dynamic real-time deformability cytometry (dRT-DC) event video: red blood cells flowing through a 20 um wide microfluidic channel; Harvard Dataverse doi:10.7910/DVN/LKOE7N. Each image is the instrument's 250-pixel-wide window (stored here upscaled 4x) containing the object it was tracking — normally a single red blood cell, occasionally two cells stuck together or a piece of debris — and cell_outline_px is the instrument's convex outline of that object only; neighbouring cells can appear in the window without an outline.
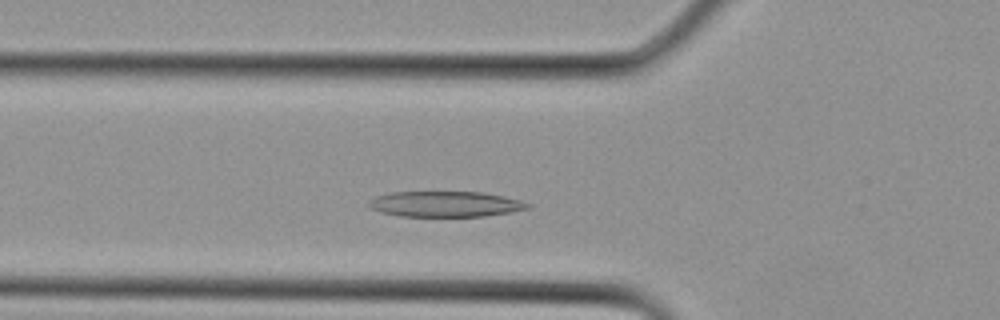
{"species": "Egyptian fruit bat (a non-hibernating species)", "species_latin": "Rousettus aegyptiacus", "temperature_condition": "cold", "stored_images_in_passage": 23, "camera_frame_rate_fps": 3000, "um_per_image_px": 0.085, "animal": {"sex": "female"}, "frame": {"image": 1, "passage_image": 5, "time_ms": 1.333, "image_size_px": [1000, 320], "cell_outline_px": [[532, 204], [528, 208], [512, 212], [484, 216], [400, 216], [380, 212], [372, 208], [368, 204], [368, 200], [376, 196], [392, 192], [484, 192], [504, 196], [520, 200]], "centroid_in_image_um": [37.87, 17.34], "position_along_channel_um": 87.9, "area_um2": 23.7}}
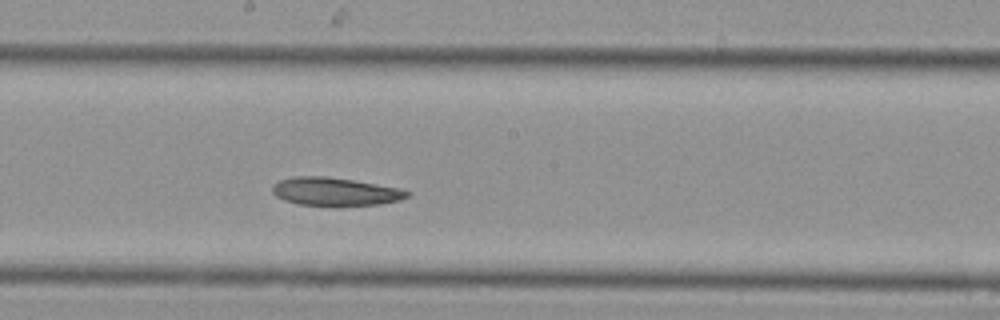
{"frame": {"image": 2, "passage_image": 11, "time_ms": 3.333, "image_size_px": [1000, 320], "cell_outline_px": [[412, 192], [408, 196], [400, 200], [380, 204], [336, 208], [300, 204], [284, 200], [276, 196], [272, 192], [272, 184], [280, 180], [296, 176], [324, 176], [352, 180], [400, 188]], "centroid_in_image_um": [28.49, 16.32], "position_along_channel_um": 219.7, "area_um2": 22.72}}
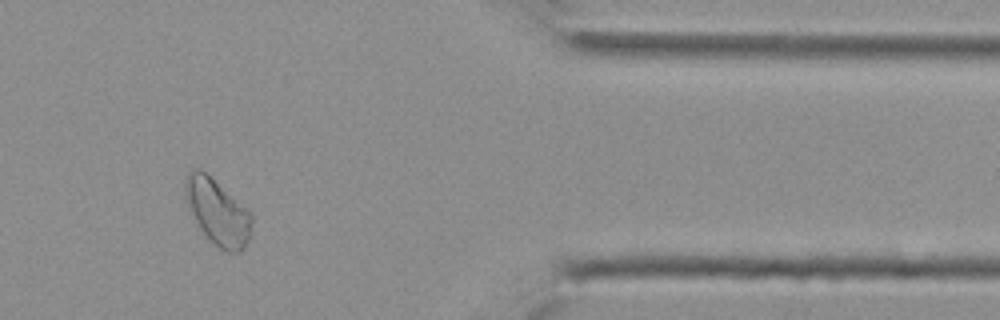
{"frame": {"image": 3, "passage_image": 20, "time_ms": 6.333, "image_size_px": [1000, 320], "cell_outline_px": [[252, 220], [248, 240], [244, 248], [240, 252], [228, 252], [220, 248], [200, 228], [192, 212], [184, 192], [184, 180], [188, 172], [192, 168], [200, 168], [244, 208], [252, 216]], "centroid_in_image_um": [18.46, 18.01], "position_along_channel_um": 392.9, "area_um2": 24.28}}